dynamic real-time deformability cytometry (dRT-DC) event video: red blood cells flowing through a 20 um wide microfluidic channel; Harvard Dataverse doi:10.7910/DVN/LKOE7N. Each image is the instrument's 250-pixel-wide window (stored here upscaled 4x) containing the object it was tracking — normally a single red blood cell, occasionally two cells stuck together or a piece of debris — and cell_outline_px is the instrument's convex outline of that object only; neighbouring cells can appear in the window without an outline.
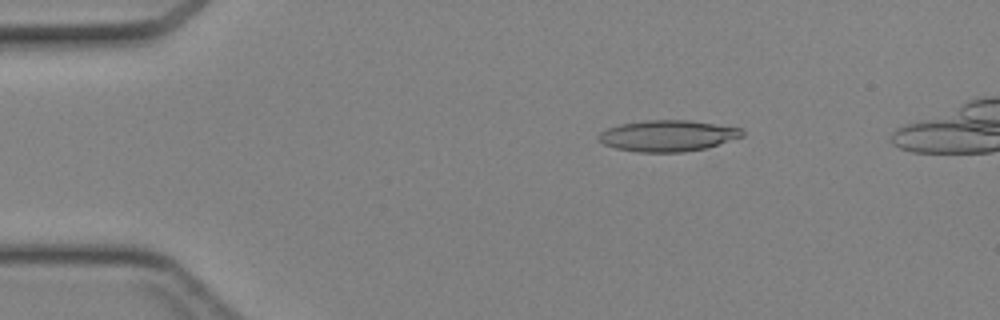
{"species": "Egyptian fruit bat (a non-hibernating species)", "species_latin": "Rousettus aegyptiacus", "temperature_condition": "cold", "stored_images_in_passage": 43, "camera_frame_rate_fps": 3000, "um_per_image_px": 0.085, "animal": {"sex": "female"}, "frame": {"image": 1, "passage_image": 8, "time_ms": 2.333, "image_size_px": [1000, 320], "cell_outline_px": [[744, 136], [708, 148], [684, 152], [636, 152], [616, 148], [604, 144], [596, 140], [596, 136], [600, 132], [608, 128], [620, 124], [644, 120], [688, 120], [744, 128]], "centroid_in_image_um": [56.76, 11.54], "position_along_channel_um": 28.2, "area_um2": 26.41}}
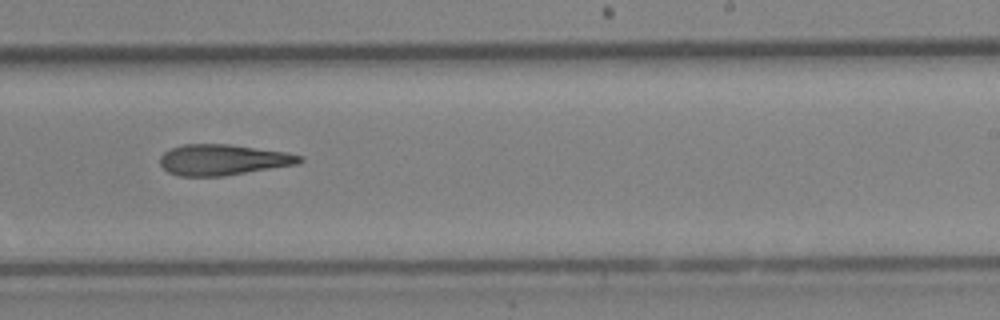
{"frame": {"image": 2, "passage_image": 28, "time_ms": 9.0, "image_size_px": [1000, 320], "cell_outline_px": [[304, 160], [296, 164], [224, 176], [176, 176], [168, 172], [160, 164], [160, 156], [164, 152], [172, 148], [184, 144], [228, 144], [288, 152], [304, 156]], "centroid_in_image_um": [18.95, 13.58], "position_along_channel_um": 270.0, "area_um2": 25.09}}
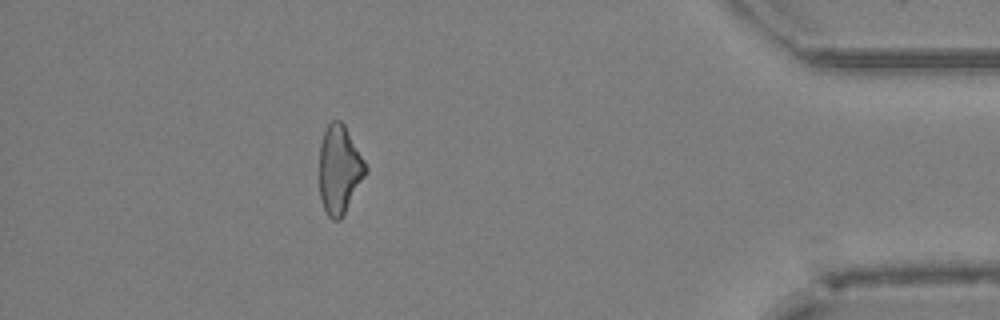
{"frame": {"image": 3, "passage_image": 40, "time_ms": 13.0, "image_size_px": [1000, 320], "cell_outline_px": [[368, 172], [340, 220], [332, 220], [328, 216], [320, 200], [320, 144], [324, 132], [328, 124], [332, 120], [340, 120], [344, 124], [364, 160], [368, 168]], "centroid_in_image_um": [28.85, 14.42], "position_along_channel_um": 406.3, "area_um2": 23.76}}